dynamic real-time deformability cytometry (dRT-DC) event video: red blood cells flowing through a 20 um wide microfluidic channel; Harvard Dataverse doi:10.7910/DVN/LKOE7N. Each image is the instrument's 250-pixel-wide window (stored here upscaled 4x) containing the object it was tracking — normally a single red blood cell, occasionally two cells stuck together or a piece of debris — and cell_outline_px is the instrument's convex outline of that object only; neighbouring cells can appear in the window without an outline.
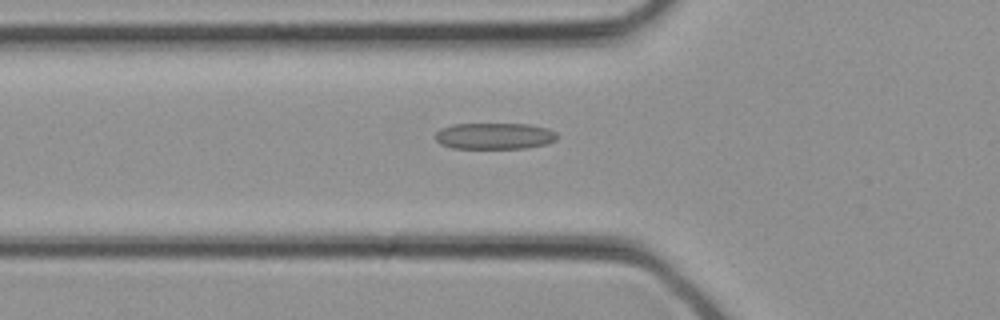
{"species": "common noctule bat (a hibernating species)", "species_latin": "Nyctalus noctula", "temperature_condition": "cold", "stored_images_in_passage": 24, "camera_frame_rate_fps": 3000, "um_per_image_px": 0.085, "animal": {"sex": "female", "body_mass_g": 21.9}, "frame": {"image": 1, "passage_image": 3, "time_ms": 0.667, "image_size_px": [1000, 320], "cell_outline_px": [[556, 140], [548, 144], [528, 148], [452, 148], [440, 144], [436, 140], [436, 132], [440, 128], [452, 124], [528, 124], [548, 128], [556, 132]], "centroid_in_image_um": [42.04, 11.56], "position_along_channel_um": 83.8, "area_um2": 18.84}}
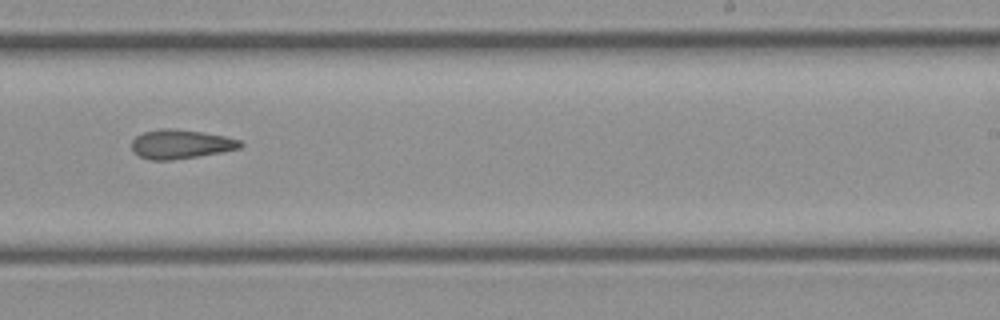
{"frame": {"image": 2, "passage_image": 12, "time_ms": 3.667, "image_size_px": [1000, 320], "cell_outline_px": [[244, 144], [240, 148], [200, 156], [172, 160], [148, 160], [132, 152], [132, 140], [136, 136], [144, 132], [160, 128], [168, 128], [200, 132], [224, 136], [240, 140]], "centroid_in_image_um": [15.33, 12.26], "position_along_channel_um": 273.7, "area_um2": 18.38}}
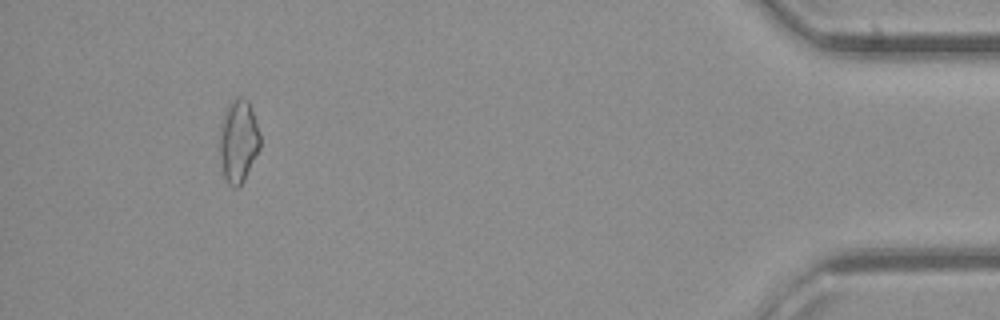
{"frame": {"image": 3, "passage_image": 22, "time_ms": 7.0, "image_size_px": [1000, 320], "cell_outline_px": [[260, 148], [240, 188], [232, 188], [228, 184], [224, 176], [220, 156], [220, 124], [224, 112], [228, 104], [236, 96], [240, 96], [248, 100], [252, 108], [260, 136]], "centroid_in_image_um": [20.26, 11.98], "position_along_channel_um": 414.9, "area_um2": 19.71}}